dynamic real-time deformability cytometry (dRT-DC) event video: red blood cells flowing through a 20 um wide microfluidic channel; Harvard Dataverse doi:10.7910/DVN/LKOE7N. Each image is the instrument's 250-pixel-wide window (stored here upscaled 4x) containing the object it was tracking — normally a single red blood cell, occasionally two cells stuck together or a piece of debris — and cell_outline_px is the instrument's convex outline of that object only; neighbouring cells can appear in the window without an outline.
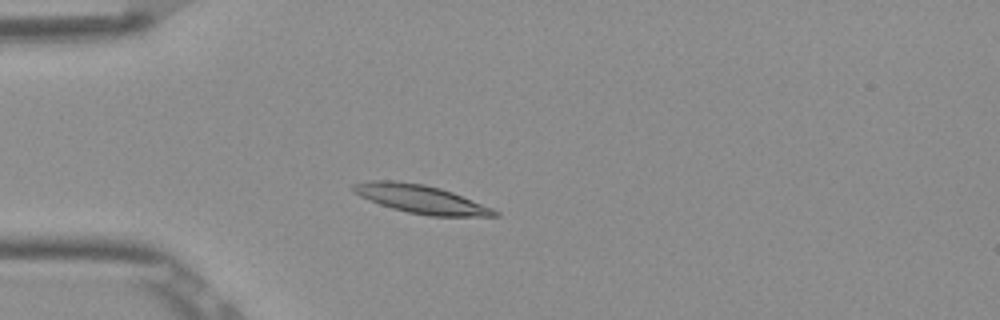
{"species": "Egyptian fruit bat (a non-hibernating species)", "species_latin": "Rousettus aegyptiacus", "temperature_condition": "room temperature", "stored_images_in_passage": 41, "camera_frame_rate_fps": 3000, "um_per_image_px": 0.085, "frame": {"image": 1, "passage_image": 3, "time_ms": 0.667, "image_size_px": [1000, 320], "cell_outline_px": [[500, 216], [428, 216], [408, 212], [392, 208], [368, 200], [352, 192], [352, 184], [368, 180], [392, 180], [424, 184], [440, 188], [452, 192], [492, 208], [500, 212]], "centroid_in_image_um": [35.74, 16.92], "position_along_channel_um": 49.3, "area_um2": 23.35}}
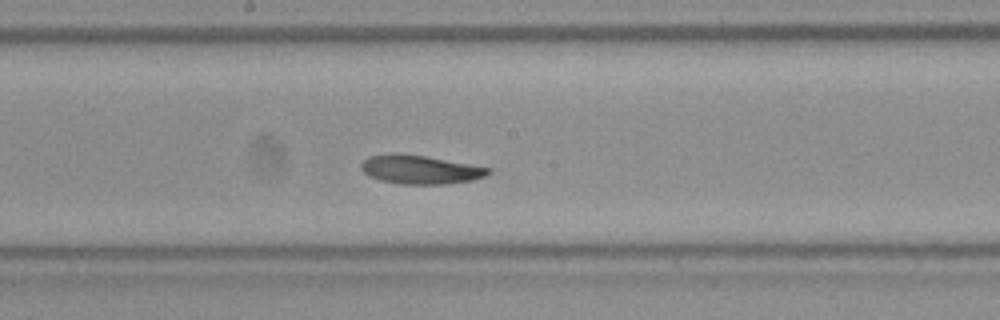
{"frame": {"image": 2, "passage_image": 17, "time_ms": 5.333, "image_size_px": [1000, 320], "cell_outline_px": [[492, 172], [484, 176], [472, 180], [448, 184], [400, 184], [380, 180], [368, 176], [360, 168], [360, 164], [368, 156], [396, 152], [400, 152], [424, 156], [492, 168]], "centroid_in_image_um": [35.68, 14.41], "position_along_channel_um": 212.5, "area_um2": 21.44}}
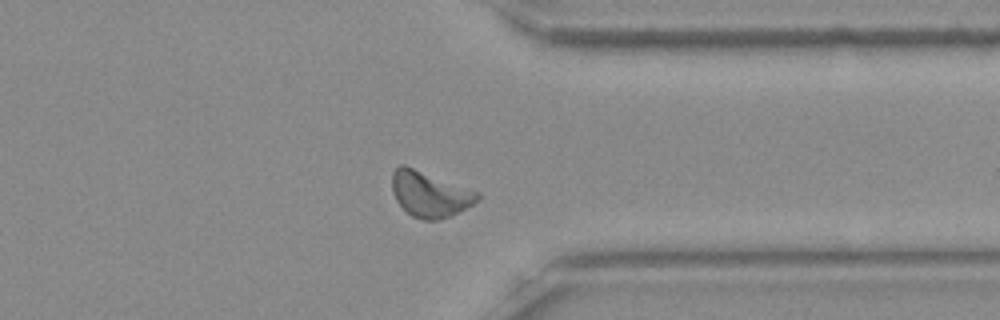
{"frame": {"image": 3, "passage_image": 30, "time_ms": 9.667, "image_size_px": [1000, 320], "cell_outline_px": [[480, 200], [440, 220], [424, 220], [412, 216], [396, 200], [392, 192], [392, 172], [400, 164], [404, 164], [480, 192]], "centroid_in_image_um": [36.52, 16.48], "position_along_channel_um": 374.9, "area_um2": 22.54}, "authors_computed_cell_mechanics": {"area_um2": 21.4438, "velocity_mm_per_s": 3.8265, "shape_relaxation_time_tau1_ms": 5.1727, "shape_relaxation_time_tau2_ms": null, "deformation_change_tau1": 0.1083, "deformation_change_tau2": null}}